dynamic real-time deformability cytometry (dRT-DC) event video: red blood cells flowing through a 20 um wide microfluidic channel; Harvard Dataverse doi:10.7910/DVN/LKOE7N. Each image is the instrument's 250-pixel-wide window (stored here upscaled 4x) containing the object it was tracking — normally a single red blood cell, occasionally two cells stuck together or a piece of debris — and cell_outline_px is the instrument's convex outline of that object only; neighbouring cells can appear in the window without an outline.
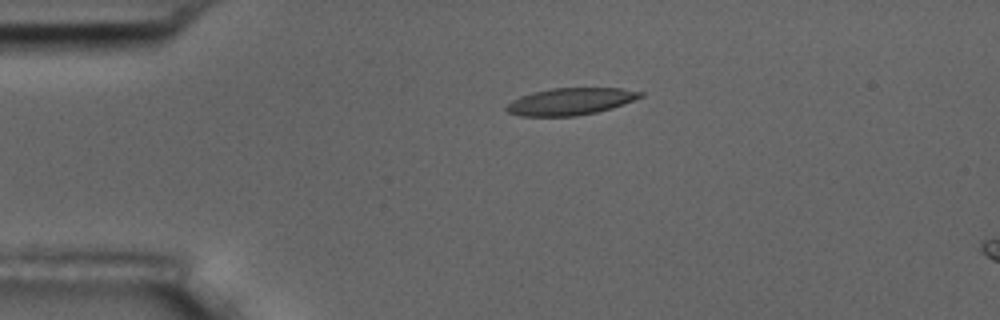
{"species": "common noctule bat (a hibernating species)", "species_latin": "Nyctalus noctula", "temperature_condition": "room temperature", "stored_images_in_passage": 5, "camera_frame_rate_fps": 3000, "um_per_image_px": 0.085, "animal": {"sex": "male", "body_mass_g": 17.5, "forearm_length_mm": 52.3}, "frame": {"image": 1, "passage_image": 3, "time_ms": 3.333, "image_size_px": [1000, 320], "cell_outline_px": [[644, 96], [624, 104], [612, 108], [596, 112], [576, 116], [520, 116], [508, 112], [504, 108], [512, 100], [520, 96], [532, 92], [552, 88], [620, 88], [644, 92]], "centroid_in_image_um": [48.5, 8.62], "position_along_channel_um": 36.5, "area_um2": 21.15}}